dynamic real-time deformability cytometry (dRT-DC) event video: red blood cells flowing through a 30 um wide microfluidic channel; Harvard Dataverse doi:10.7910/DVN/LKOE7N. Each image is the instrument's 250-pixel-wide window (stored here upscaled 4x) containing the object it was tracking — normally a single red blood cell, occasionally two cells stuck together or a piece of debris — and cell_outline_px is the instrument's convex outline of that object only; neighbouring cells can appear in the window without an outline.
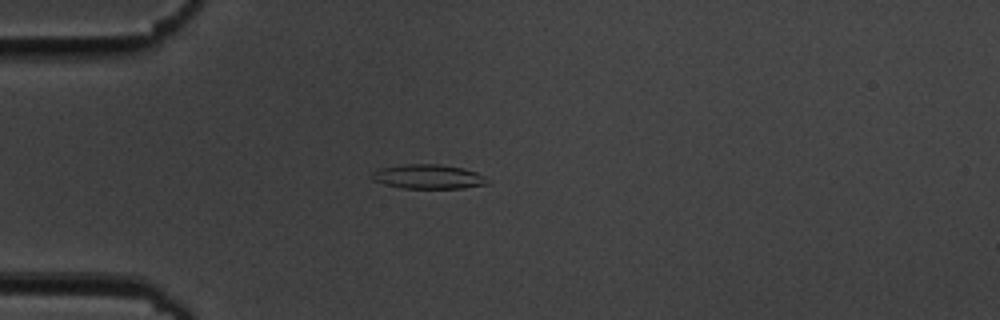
{"species": "common noctule bat (a hibernating species)", "species_latin": "Nyctalus noctula", "temperature_condition": "cold", "stored_images_in_passage": 37, "camera_frame_rate_fps": 3000, "um_per_image_px": 0.085, "animal": {"sex": "male", "body_mass_g": 19.5, "forearm_length_mm": 54.6}, "frame": {"image": 1, "passage_image": 3, "time_ms": 0.667, "image_size_px": [1000, 320], "cell_outline_px": [[488, 184], [464, 188], [404, 188], [384, 184], [372, 180], [368, 176], [372, 172], [380, 168], [408, 164], [440, 164], [464, 168], [476, 172], [484, 176], [488, 180]], "centroid_in_image_um": [36.38, 15.01], "position_along_channel_um": 48.6, "area_um2": 16.47}}
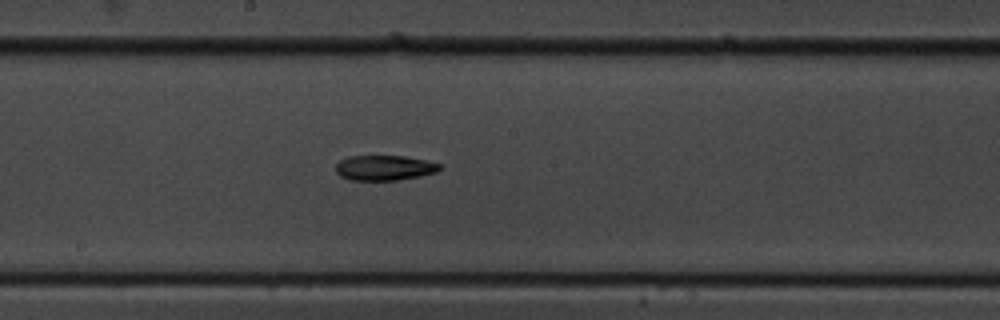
{"frame": {"image": 2, "passage_image": 18, "time_ms": 5.667, "image_size_px": [1000, 320], "cell_outline_px": [[440, 168], [436, 172], [420, 176], [396, 180], [348, 180], [340, 176], [336, 172], [336, 164], [340, 160], [348, 156], [404, 156], [424, 160], [440, 164]], "centroid_in_image_um": [32.63, 14.27], "position_along_channel_um": 215.6, "area_um2": 15.14}}
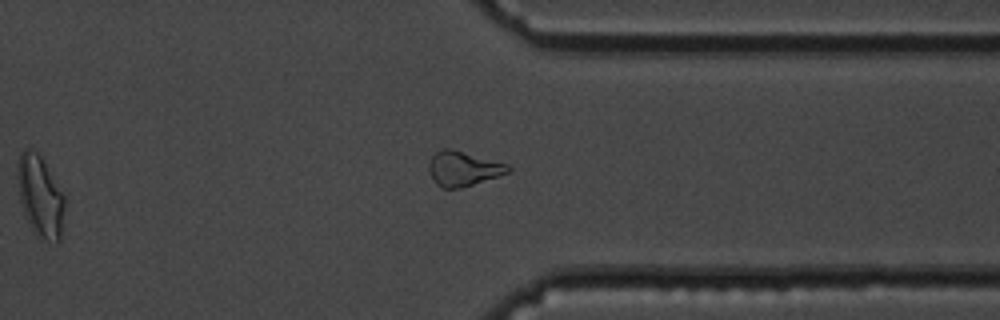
{"frame": {"image": 3, "passage_image": 31, "time_ms": 10.0, "image_size_px": [1000, 320], "cell_outline_px": [[512, 168], [508, 172], [460, 188], [444, 188], [436, 184], [432, 180], [428, 168], [428, 164], [432, 156], [436, 152], [444, 148], [452, 148], [508, 164]], "centroid_in_image_um": [39.33, 14.31], "position_along_channel_um": 372.1, "area_um2": 15.9}, "authors_computed_cell_mechanics": {"area_um2": 15.6638, "velocity_mm_per_s": 3.6399, "shape_relaxation_time_tau1_ms": 5.7549, "shape_relaxation_time_tau2_ms": null, "deformation_change_tau1": 0.1731, "deformation_change_tau2": null}}